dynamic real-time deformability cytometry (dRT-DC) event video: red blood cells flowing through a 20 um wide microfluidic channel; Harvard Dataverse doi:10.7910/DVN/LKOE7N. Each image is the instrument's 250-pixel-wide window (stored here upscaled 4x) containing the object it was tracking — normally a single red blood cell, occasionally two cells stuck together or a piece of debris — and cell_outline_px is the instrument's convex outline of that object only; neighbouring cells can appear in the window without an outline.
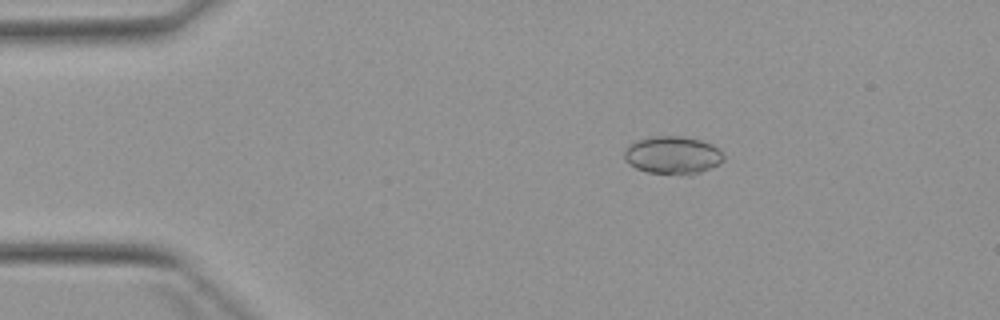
{"species": "Egyptian fruit bat (a non-hibernating species)", "species_latin": "Rousettus aegyptiacus", "temperature_condition": "warm", "stored_images_in_passage": 4, "camera_frame_rate_fps": 3000, "um_per_image_px": 0.085, "animal": {"sex": "female"}, "frame": {"image": 1, "passage_image": 4, "time_ms": 3.667, "image_size_px": [1000, 320], "cell_outline_px": [[724, 160], [720, 164], [692, 176], [688, 176], [648, 172], [636, 168], [628, 164], [624, 160], [624, 152], [636, 140], [652, 136], [684, 136], [700, 140], [712, 144], [724, 152]], "centroid_in_image_um": [57.22, 13.21], "position_along_channel_um": 27.8, "area_um2": 22.31}}